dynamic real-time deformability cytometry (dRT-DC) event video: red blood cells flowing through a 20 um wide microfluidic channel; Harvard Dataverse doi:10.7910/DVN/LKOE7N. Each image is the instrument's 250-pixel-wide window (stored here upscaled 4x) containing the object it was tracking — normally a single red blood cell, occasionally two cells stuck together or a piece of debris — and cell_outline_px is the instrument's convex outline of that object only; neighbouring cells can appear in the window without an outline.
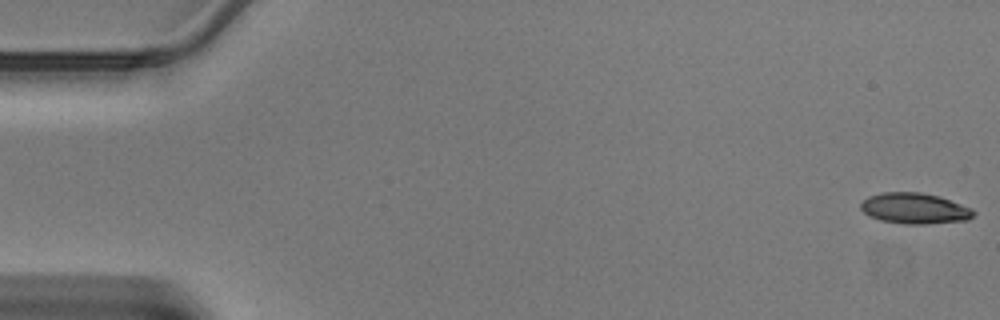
{"species": "Egyptian fruit bat (a non-hibernating species)", "species_latin": "Rousettus aegyptiacus", "temperature_condition": "warm", "stored_images_in_passage": 46, "camera_frame_rate_fps": 3000, "um_per_image_px": 0.085, "animal": {"sex": "male"}, "frame": {"image": 1, "passage_image": 1, "time_ms": 0.0, "image_size_px": [1000, 320], "cell_outline_px": [[976, 212], [968, 220], [924, 224], [904, 224], [880, 220], [868, 216], [860, 208], [860, 204], [868, 196], [884, 192], [920, 192], [940, 196], [972, 208]], "centroid_in_image_um": [77.74, 17.71], "position_along_channel_um": 7.3, "area_um2": 20.35}}
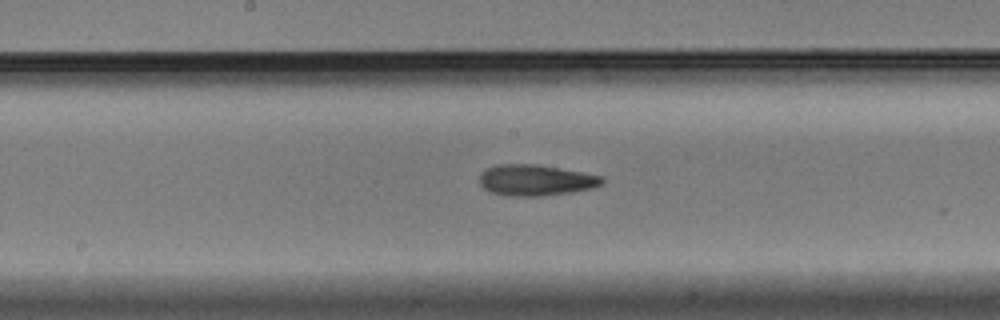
{"frame": {"image": 2, "passage_image": 24, "time_ms": 7.667, "image_size_px": [1000, 320], "cell_outline_px": [[604, 180], [600, 184], [592, 188], [572, 192], [540, 196], [504, 196], [492, 192], [484, 188], [480, 184], [480, 172], [496, 164], [536, 164], [560, 168], [600, 176]], "centroid_in_image_um": [45.48, 15.31], "position_along_channel_um": 202.7, "area_um2": 22.02}}
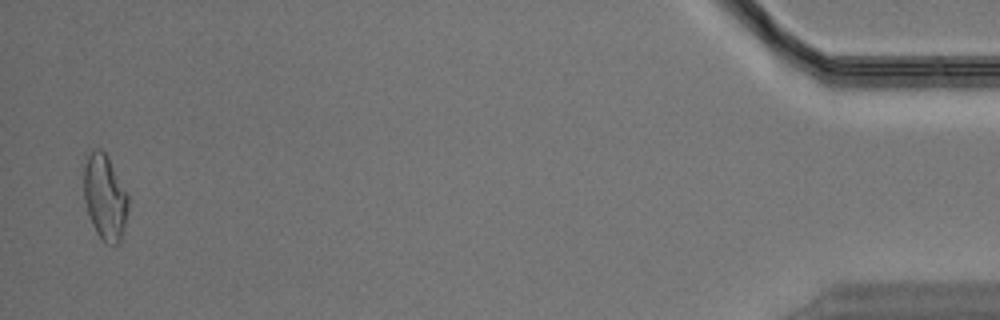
{"frame": {"image": 3, "passage_image": 45, "time_ms": 14.667, "image_size_px": [1000, 320], "cell_outline_px": [[128, 212], [124, 228], [120, 240], [116, 244], [104, 244], [96, 232], [92, 224], [84, 200], [84, 168], [88, 156], [92, 148], [100, 148], [108, 156], [128, 192]], "centroid_in_image_um": [8.93, 16.75], "position_along_channel_um": 426.3, "area_um2": 22.31}}